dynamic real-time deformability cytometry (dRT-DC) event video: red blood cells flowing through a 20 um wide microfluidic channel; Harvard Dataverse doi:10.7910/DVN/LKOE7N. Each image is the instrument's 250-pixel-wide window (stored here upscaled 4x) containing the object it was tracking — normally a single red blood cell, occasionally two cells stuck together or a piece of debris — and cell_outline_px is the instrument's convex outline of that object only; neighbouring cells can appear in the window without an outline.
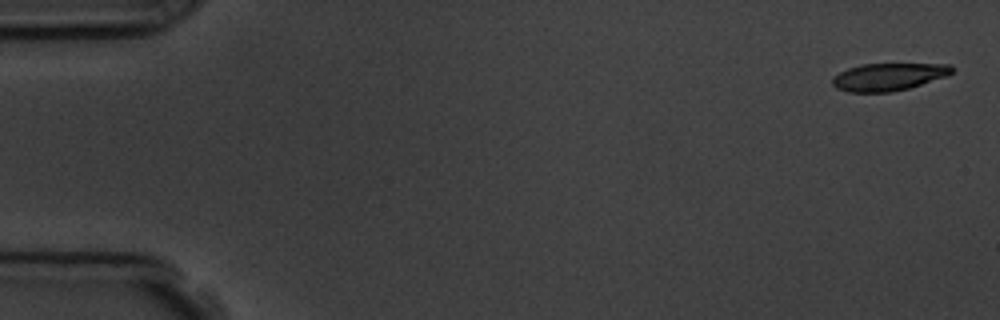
{"species": "common noctule bat (a hibernating species)", "species_latin": "Nyctalus noctula", "temperature_condition": "room temperature", "stored_images_in_passage": 4, "camera_frame_rate_fps": 3000, "um_per_image_px": 0.085, "animal": {"sex": "male", "body_mass_g": 19.5, "forearm_length_mm": 54.6}, "frame": {"image": 1, "passage_image": 1, "time_ms": 0.0, "image_size_px": [1000, 320], "cell_outline_px": [[956, 68], [948, 76], [908, 88], [892, 92], [848, 92], [836, 88], [832, 84], [832, 76], [848, 68], [860, 64], [948, 64]], "centroid_in_image_um": [75.51, 6.53], "position_along_channel_um": 9.5, "area_um2": 19.25}}
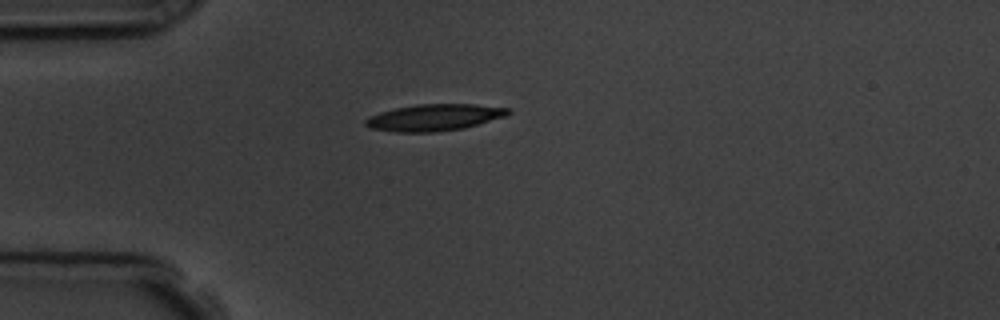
{"frame": {"image": 2, "passage_image": 4, "time_ms": 4.333, "image_size_px": [1000, 320], "cell_outline_px": [[512, 112], [508, 116], [464, 128], [436, 132], [396, 132], [368, 128], [364, 124], [364, 120], [368, 116], [380, 112], [396, 108], [416, 104], [476, 104], [508, 108]], "centroid_in_image_um": [36.91, 9.98], "position_along_channel_um": 48.1, "area_um2": 22.37}}